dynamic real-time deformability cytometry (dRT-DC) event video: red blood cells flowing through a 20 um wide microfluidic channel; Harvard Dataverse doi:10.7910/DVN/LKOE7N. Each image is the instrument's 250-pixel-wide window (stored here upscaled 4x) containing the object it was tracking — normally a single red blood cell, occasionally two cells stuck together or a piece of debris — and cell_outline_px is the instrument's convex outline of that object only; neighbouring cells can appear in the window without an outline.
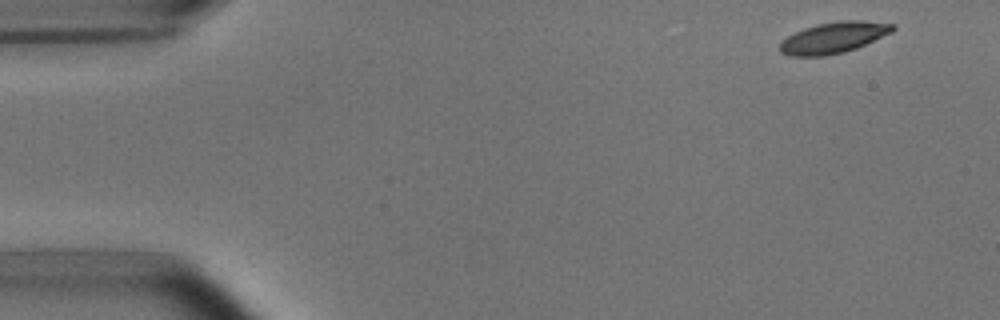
{"species": "common noctule bat (a hibernating species)", "species_latin": "Nyctalus noctula", "temperature_condition": "room temperature", "stored_images_in_passage": 9, "camera_frame_rate_fps": 3000, "um_per_image_px": 0.085, "animal": {"sex": "male", "body_mass_g": 15.6}, "frame": {"image": 1, "passage_image": 1, "time_ms": 0.0, "image_size_px": [1000, 320], "cell_outline_px": [[896, 28], [892, 32], [856, 48], [844, 52], [824, 56], [788, 56], [780, 52], [780, 44], [788, 36], [804, 28], [816, 24], [840, 20], [864, 20], [896, 24]], "centroid_in_image_um": [70.88, 3.19], "position_along_channel_um": 14.1, "area_um2": 20.46}}
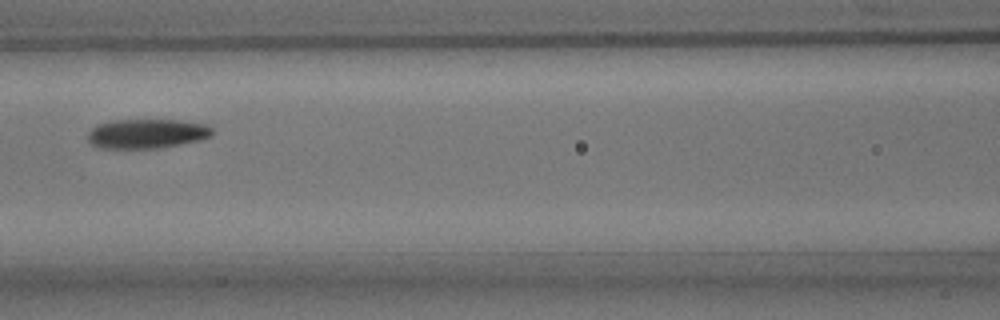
{"frame": {"image": 2, "passage_image": 6, "time_ms": 6.667, "image_size_px": [1000, 320], "cell_outline_px": [[212, 136], [200, 140], [160, 148], [100, 148], [92, 144], [88, 140], [88, 132], [92, 128], [100, 124], [112, 120], [176, 120], [204, 124], [212, 128]], "centroid_in_image_um": [12.48, 11.36], "position_along_channel_um": 154.1, "area_um2": 21.21}}
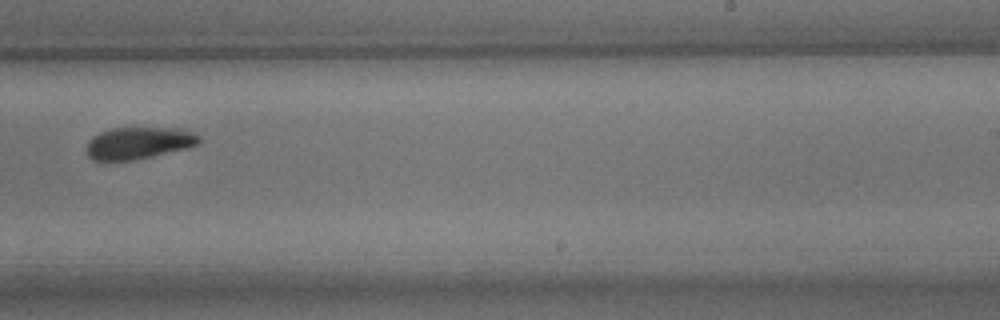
{"frame": {"image": 3, "passage_image": 9, "time_ms": 10.0, "image_size_px": [1000, 320], "cell_outline_px": [[200, 144], [152, 156], [132, 160], [92, 160], [88, 156], [88, 140], [92, 136], [100, 132], [112, 128], [184, 128], [200, 136]], "centroid_in_image_um": [11.8, 12.14], "position_along_channel_um": 277.2, "area_um2": 20.81}}